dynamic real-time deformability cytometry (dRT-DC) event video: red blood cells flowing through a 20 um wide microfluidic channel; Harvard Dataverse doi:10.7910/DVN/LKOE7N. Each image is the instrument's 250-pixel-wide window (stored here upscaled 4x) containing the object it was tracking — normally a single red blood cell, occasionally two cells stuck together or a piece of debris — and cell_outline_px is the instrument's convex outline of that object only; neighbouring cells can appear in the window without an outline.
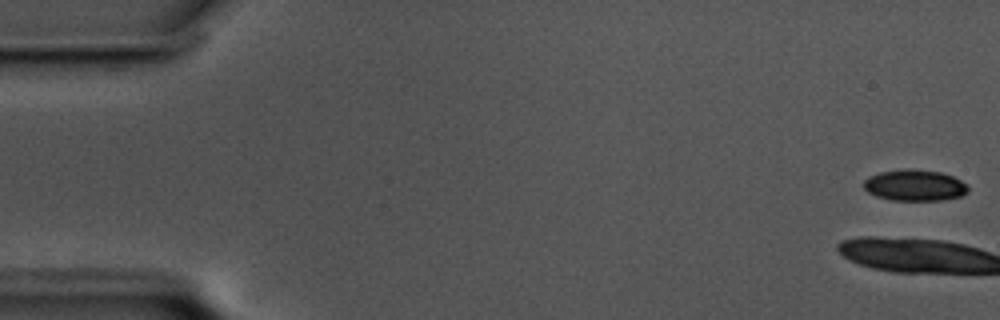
{"species": "common noctule bat (a hibernating species)", "species_latin": "Nyctalus noctula", "temperature_condition": "cold", "stored_images_in_passage": 18, "camera_frame_rate_fps": 3000, "um_per_image_px": 0.085, "animal": {"sex": "male", "body_mass_g": 17.5, "forearm_length_mm": 52.3}, "frame": {"image": 1, "passage_image": 1, "time_ms": 0.0, "image_size_px": [1000, 320], "cell_outline_px": [[968, 192], [960, 196], [940, 200], [892, 200], [876, 196], [868, 192], [864, 188], [864, 180], [868, 176], [880, 172], [940, 172], [952, 176], [968, 184]], "centroid_in_image_um": [77.76, 15.8], "position_along_channel_um": 7.2, "area_um2": 18.09}}